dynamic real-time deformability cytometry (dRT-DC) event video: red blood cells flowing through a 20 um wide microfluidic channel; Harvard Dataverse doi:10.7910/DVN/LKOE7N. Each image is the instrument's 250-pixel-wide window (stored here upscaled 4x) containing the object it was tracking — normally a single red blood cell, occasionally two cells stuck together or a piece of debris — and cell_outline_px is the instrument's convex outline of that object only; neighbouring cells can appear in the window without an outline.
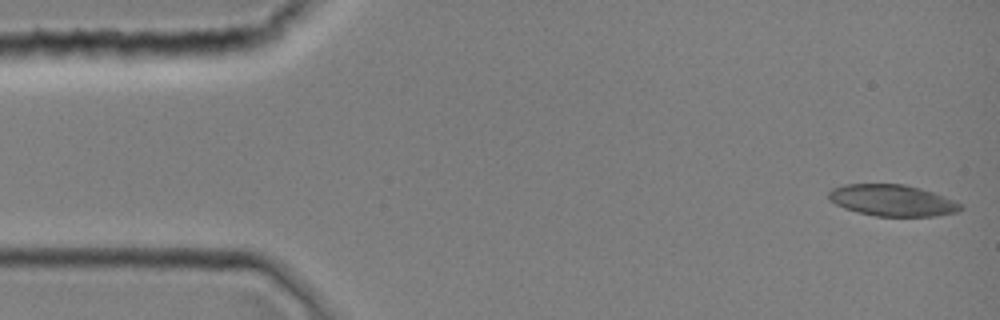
{"species": "common noctule bat (a hibernating species)", "species_latin": "Nyctalus noctula", "temperature_condition": "room temperature", "stored_images_in_passage": 8, "camera_frame_rate_fps": 3000, "um_per_image_px": 0.085, "animal": {"sex": "female", "body_mass_g": 19.0, "forearm_length_mm": 51.5}, "frame": {"image": 1, "passage_image": 1, "time_ms": 0.0, "image_size_px": [1000, 320], "cell_outline_px": [[964, 208], [956, 212], [936, 216], [876, 216], [856, 212], [844, 208], [828, 200], [828, 192], [832, 188], [844, 184], [904, 184], [920, 188], [932, 192], [952, 200], [960, 204]], "centroid_in_image_um": [75.79, 17.03], "position_along_channel_um": 9.2, "area_um2": 24.1}}